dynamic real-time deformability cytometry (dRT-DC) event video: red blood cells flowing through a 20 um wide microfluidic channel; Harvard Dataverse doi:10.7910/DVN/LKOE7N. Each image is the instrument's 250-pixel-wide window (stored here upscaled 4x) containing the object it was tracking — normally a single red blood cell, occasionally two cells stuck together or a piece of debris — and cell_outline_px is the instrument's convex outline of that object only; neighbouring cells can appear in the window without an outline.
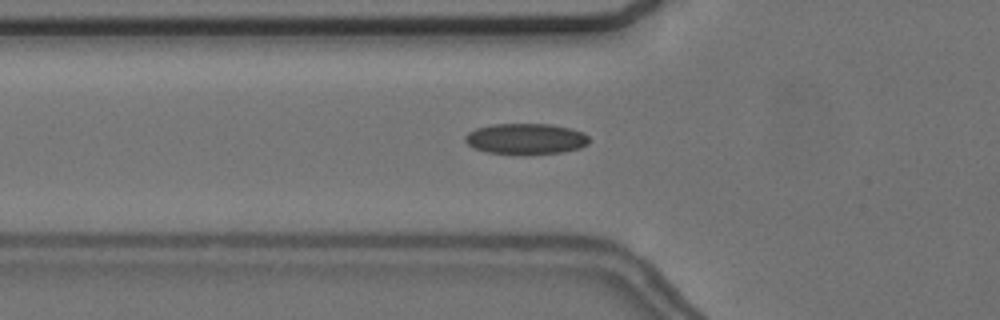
{"species": "common noctule bat (a hibernating species)", "species_latin": "Nyctalus noctula", "temperature_condition": "cold", "stored_images_in_passage": 41, "camera_frame_rate_fps": 3000, "um_per_image_px": 0.085, "animal": {"sex": "female", "body_mass_g": 24.6, "forearm_length_mm": 56.2}, "frame": {"image": 1, "passage_image": 12, "time_ms": 3.667, "image_size_px": [1000, 320], "cell_outline_px": [[588, 144], [580, 148], [560, 152], [488, 152], [476, 148], [468, 144], [464, 140], [464, 136], [468, 132], [476, 128], [492, 124], [552, 124], [572, 128], [584, 132], [588, 136]], "centroid_in_image_um": [44.71, 11.75], "position_along_channel_um": 81.1, "area_um2": 21.68}, "authors_computed_cell_mechanics": {"area_um2": 21.675, "velocity_mm_per_s": 3.6832, "shape_relaxation_time_tau1_ms": 4.9761, "shape_relaxation_time_tau2_ms": 3.1649, "deformation_change_tau1": 0.1236, "deformation_change_tau2": 0.0856}}